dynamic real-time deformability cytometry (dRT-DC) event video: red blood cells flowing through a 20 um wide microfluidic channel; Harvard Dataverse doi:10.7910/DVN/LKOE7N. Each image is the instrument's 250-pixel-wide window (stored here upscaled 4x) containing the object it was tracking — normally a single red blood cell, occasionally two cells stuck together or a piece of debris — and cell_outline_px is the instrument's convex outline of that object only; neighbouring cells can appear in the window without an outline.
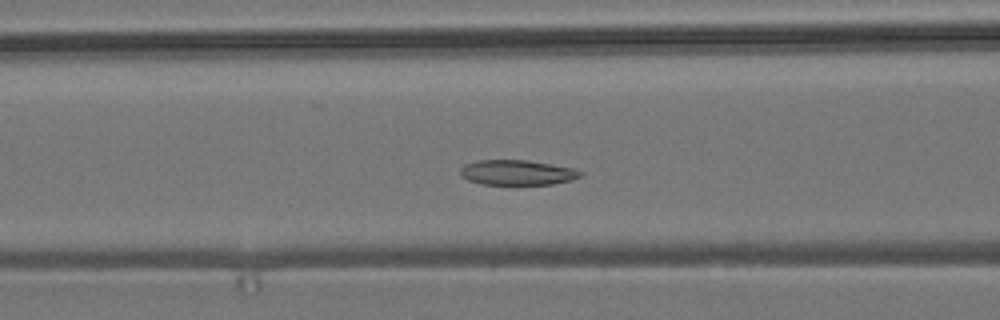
{"species": "common noctule bat (a hibernating species)", "species_latin": "Nyctalus noctula", "temperature_condition": "room temperature", "stored_images_in_passage": 45, "camera_frame_rate_fps": 3000, "um_per_image_px": 0.085, "animal": {"sex": "male", "body_mass_g": 19.2, "forearm_length_mm": 51.8}, "frame": {"image": 1, "passage_image": 11, "time_ms": 3.333, "image_size_px": [1000, 320], "cell_outline_px": [[584, 172], [580, 176], [572, 180], [552, 184], [484, 184], [468, 180], [460, 176], [460, 168], [464, 164], [480, 160], [528, 160], [572, 168]], "centroid_in_image_um": [43.94, 14.66], "position_along_channel_um": 122.7, "area_um2": 17.46}}
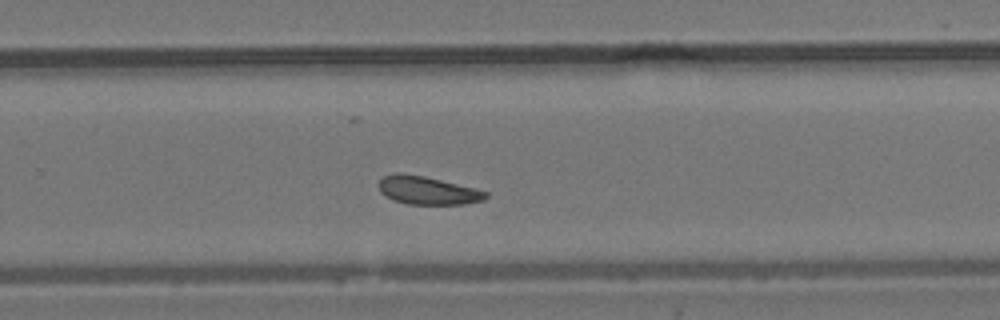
{"frame": {"image": 2, "passage_image": 25, "time_ms": 8.0, "image_size_px": [1000, 320], "cell_outline_px": [[488, 196], [484, 200], [464, 204], [408, 204], [392, 200], [380, 192], [380, 180], [384, 176], [396, 172], [400, 172], [424, 176], [476, 188], [488, 192]], "centroid_in_image_um": [36.35, 16.18], "position_along_channel_um": 293.4, "area_um2": 17.57}}
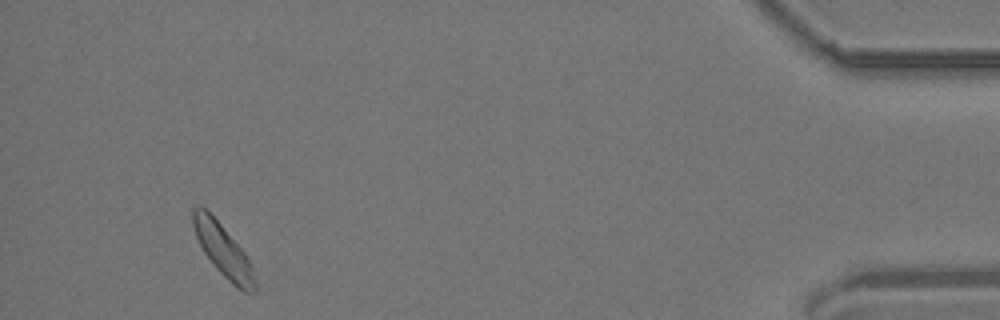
{"frame": {"image": 3, "passage_image": 41, "time_ms": 13.333, "image_size_px": [1000, 320], "cell_outline_px": [[256, 292], [244, 292], [232, 284], [216, 268], [204, 252], [196, 236], [192, 224], [192, 208], [208, 208], [244, 252], [252, 268], [256, 284]], "centroid_in_image_um": [18.96, 21.27], "position_along_channel_um": 416.2, "area_um2": 18.61}, "authors_computed_cell_mechanics": {"area_um2": 18.207, "velocity_mm_per_s": 3.6755, "shape_relaxation_time_tau1_ms": 9.0281, "shape_relaxation_time_tau2_ms": 5.2821, "deformation_change_tau1": 0.0961, "deformation_change_tau2": 0.1136}}